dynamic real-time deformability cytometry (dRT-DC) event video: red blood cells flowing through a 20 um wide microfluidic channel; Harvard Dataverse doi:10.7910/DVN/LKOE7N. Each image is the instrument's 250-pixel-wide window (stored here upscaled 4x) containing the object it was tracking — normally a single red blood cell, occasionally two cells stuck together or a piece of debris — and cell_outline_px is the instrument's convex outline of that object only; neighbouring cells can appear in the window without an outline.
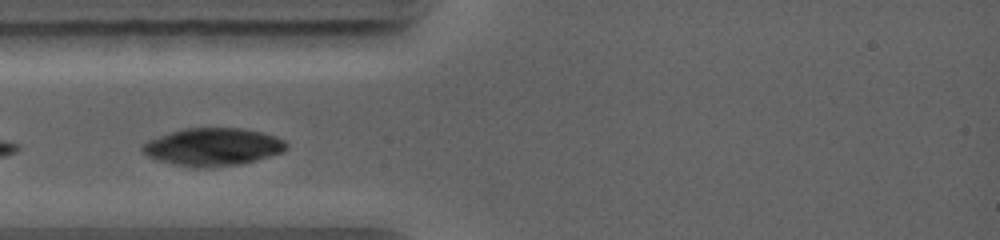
{"species": "common noctule bat (a hibernating species)", "species_latin": "Nyctalus noctula", "temperature_condition": "warm", "stored_images_in_passage": 10, "camera_frame_rate_fps": 5000, "um_per_image_px": 0.085, "animal": {"sex": "female", "body_mass_g": 19.0, "forearm_length_mm": 56.7}, "frame": {"image": 1, "passage_image": 2, "time_ms": 0.8, "image_size_px": [1000, 240], "cell_outline_px": [[288, 144], [280, 152], [268, 156], [240, 164], [212, 168], [192, 168], [156, 160], [148, 156], [140, 148], [148, 140], [184, 128], [244, 128], [276, 136], [284, 140]], "centroid_in_image_um": [18.06, 12.49], "position_along_channel_um": 66.9, "area_um2": 31.44}}
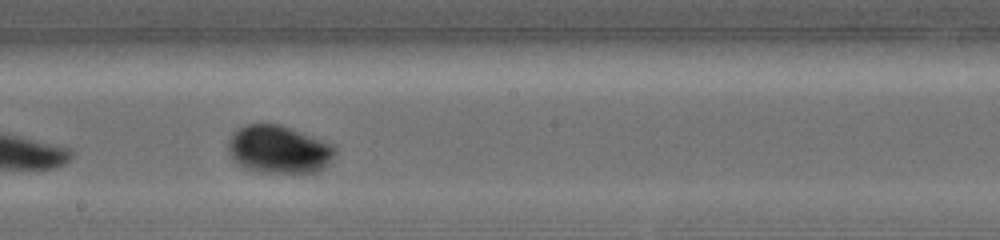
{"frame": {"image": 2, "passage_image": 6, "time_ms": 4.2, "image_size_px": [1000, 240], "cell_outline_px": [[336, 152], [324, 168], [320, 172], [260, 172], [244, 168], [228, 152], [228, 140], [240, 128], [248, 124], [280, 124], [324, 140], [332, 144], [336, 148]], "centroid_in_image_um": [23.73, 12.7], "position_along_channel_um": 224.5, "area_um2": 29.54}}
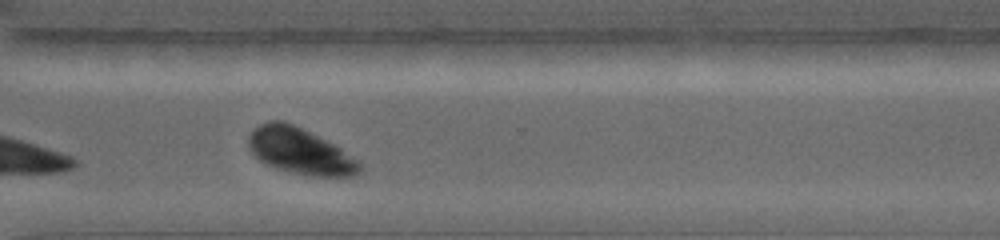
{"frame": {"image": 3, "passage_image": 9, "time_ms": 6.8, "image_size_px": [1000, 240], "cell_outline_px": [[360, 172], [352, 176], [308, 176], [276, 168], [264, 164], [248, 148], [248, 136], [260, 124], [268, 120], [284, 120], [340, 148], [356, 160], [360, 164]], "centroid_in_image_um": [25.44, 12.85], "position_along_channel_um": 345.2, "area_um2": 29.3}}